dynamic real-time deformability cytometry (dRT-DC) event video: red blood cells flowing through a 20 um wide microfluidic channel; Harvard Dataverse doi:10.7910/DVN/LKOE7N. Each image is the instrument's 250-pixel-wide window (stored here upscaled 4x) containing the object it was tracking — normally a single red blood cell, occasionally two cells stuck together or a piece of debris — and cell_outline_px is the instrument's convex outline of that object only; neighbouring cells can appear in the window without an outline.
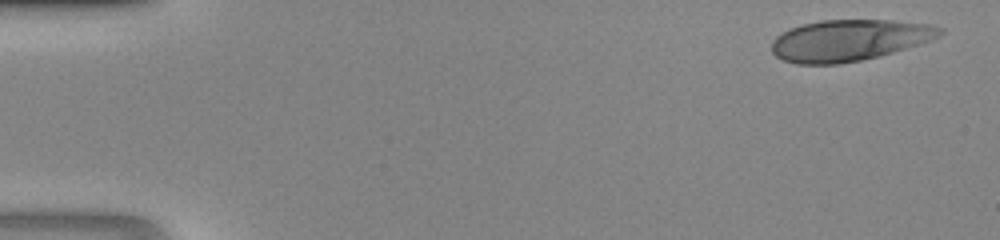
{"species": "human", "species_latin": "Homo sapiens", "temperature_condition": "room temperature", "stored_images_in_passage": 38, "camera_frame_rate_fps": 3000, "um_per_image_px": 0.085, "donor": {"sex": "male"}, "frame": {"image": 1, "passage_image": 1, "time_ms": 0.0, "image_size_px": [1000, 240], "cell_outline_px": [[944, 32], [940, 36], [880, 56], [840, 64], [796, 64], [784, 60], [776, 56], [772, 52], [772, 40], [776, 36], [800, 24], [820, 20], [892, 20], [932, 24], [944, 28]], "centroid_in_image_um": [72.17, 3.41], "position_along_channel_um": 12.8, "area_um2": 40.4}}
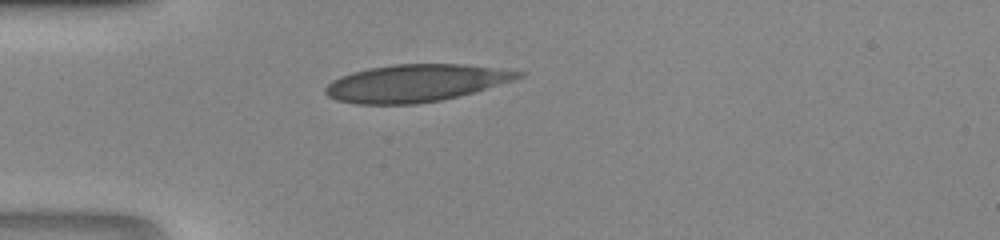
{"frame": {"image": 2, "passage_image": 12, "time_ms": 3.667, "image_size_px": [1000, 240], "cell_outline_px": [[528, 72], [524, 76], [516, 80], [472, 92], [440, 100], [416, 104], [356, 104], [336, 100], [328, 96], [324, 92], [324, 88], [332, 80], [340, 76], [352, 72], [368, 68], [392, 64], [464, 64]], "centroid_in_image_um": [35.33, 7.06], "position_along_channel_um": 49.7, "area_um2": 42.02}}
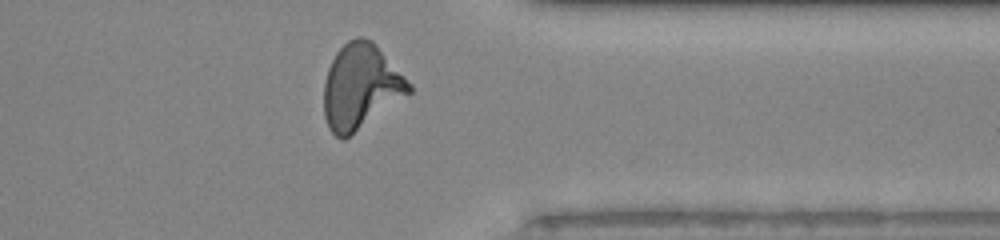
{"frame": {"image": 3, "passage_image": 35, "time_ms": 11.333, "image_size_px": [1000, 240], "cell_outline_px": [[412, 92], [344, 140], [340, 140], [328, 128], [324, 116], [324, 80], [328, 68], [336, 52], [348, 40], [356, 36], [364, 36], [372, 40], [376, 44], [412, 84]], "centroid_in_image_um": [30.66, 7.36], "position_along_channel_um": 380.7, "area_um2": 42.25}}